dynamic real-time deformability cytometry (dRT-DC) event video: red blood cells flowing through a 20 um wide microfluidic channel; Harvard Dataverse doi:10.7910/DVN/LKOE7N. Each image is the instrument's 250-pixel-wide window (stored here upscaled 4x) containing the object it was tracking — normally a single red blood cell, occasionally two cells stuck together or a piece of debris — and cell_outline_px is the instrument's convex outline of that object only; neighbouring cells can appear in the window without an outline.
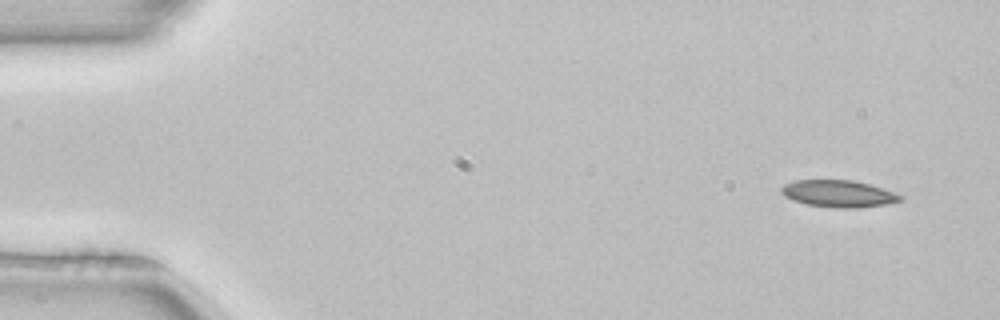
{"species": "common noctule bat (a hibernating species)", "species_latin": "Nyctalus noctula", "temperature_condition": "room temperature", "stored_images_in_passage": 4, "camera_frame_rate_fps": 3000, "um_per_image_px": 0.085, "animal": {"sex": "female", "body_mass_g": 22.7, "forearm_length_mm": 54.2}, "frame": {"image": 1, "passage_image": 1, "time_ms": 0.0, "image_size_px": [1000, 320], "cell_outline_px": [[904, 196], [900, 200], [888, 204], [856, 208], [836, 208], [808, 204], [792, 200], [784, 196], [780, 192], [780, 188], [784, 184], [796, 180], [852, 180], [868, 184]], "centroid_in_image_um": [71.23, 16.46], "position_along_channel_um": 13.8, "area_um2": 18.55}}